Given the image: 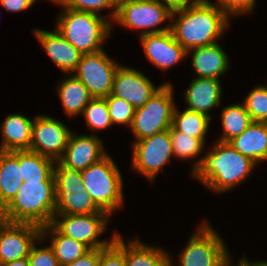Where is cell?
Returning <instances> with one entry per match:
<instances>
[{"label": "cell", "instance_id": "obj_21", "mask_svg": "<svg viewBox=\"0 0 267 266\" xmlns=\"http://www.w3.org/2000/svg\"><path fill=\"white\" fill-rule=\"evenodd\" d=\"M34 118L23 114H8L1 124L0 151L30 150Z\"/></svg>", "mask_w": 267, "mask_h": 266}, {"label": "cell", "instance_id": "obj_37", "mask_svg": "<svg viewBox=\"0 0 267 266\" xmlns=\"http://www.w3.org/2000/svg\"><path fill=\"white\" fill-rule=\"evenodd\" d=\"M255 2L256 0H216L215 4L232 18L253 13Z\"/></svg>", "mask_w": 267, "mask_h": 266}, {"label": "cell", "instance_id": "obj_11", "mask_svg": "<svg viewBox=\"0 0 267 266\" xmlns=\"http://www.w3.org/2000/svg\"><path fill=\"white\" fill-rule=\"evenodd\" d=\"M132 143V168L151 182L174 156L169 129Z\"/></svg>", "mask_w": 267, "mask_h": 266}, {"label": "cell", "instance_id": "obj_41", "mask_svg": "<svg viewBox=\"0 0 267 266\" xmlns=\"http://www.w3.org/2000/svg\"><path fill=\"white\" fill-rule=\"evenodd\" d=\"M239 263L236 264V266H256L255 261L247 260V257L243 256L242 258H239ZM232 258L231 254H229L225 260L224 266H232ZM235 266V265H234Z\"/></svg>", "mask_w": 267, "mask_h": 266}, {"label": "cell", "instance_id": "obj_6", "mask_svg": "<svg viewBox=\"0 0 267 266\" xmlns=\"http://www.w3.org/2000/svg\"><path fill=\"white\" fill-rule=\"evenodd\" d=\"M173 89L171 83H163L161 88L143 106L135 109L130 126L135 141L171 128L173 111L176 106Z\"/></svg>", "mask_w": 267, "mask_h": 266}, {"label": "cell", "instance_id": "obj_23", "mask_svg": "<svg viewBox=\"0 0 267 266\" xmlns=\"http://www.w3.org/2000/svg\"><path fill=\"white\" fill-rule=\"evenodd\" d=\"M21 185L19 151H0V211L16 196Z\"/></svg>", "mask_w": 267, "mask_h": 266}, {"label": "cell", "instance_id": "obj_20", "mask_svg": "<svg viewBox=\"0 0 267 266\" xmlns=\"http://www.w3.org/2000/svg\"><path fill=\"white\" fill-rule=\"evenodd\" d=\"M188 54L192 55L191 64L196 77L220 79L229 70V56L219 43L191 48L187 50Z\"/></svg>", "mask_w": 267, "mask_h": 266}, {"label": "cell", "instance_id": "obj_8", "mask_svg": "<svg viewBox=\"0 0 267 266\" xmlns=\"http://www.w3.org/2000/svg\"><path fill=\"white\" fill-rule=\"evenodd\" d=\"M204 220L180 252L178 266H224L230 254L224 239ZM170 256V266H176Z\"/></svg>", "mask_w": 267, "mask_h": 266}, {"label": "cell", "instance_id": "obj_17", "mask_svg": "<svg viewBox=\"0 0 267 266\" xmlns=\"http://www.w3.org/2000/svg\"><path fill=\"white\" fill-rule=\"evenodd\" d=\"M146 58L157 68L166 71L187 57V51L174 39L170 30L141 35Z\"/></svg>", "mask_w": 267, "mask_h": 266}, {"label": "cell", "instance_id": "obj_4", "mask_svg": "<svg viewBox=\"0 0 267 266\" xmlns=\"http://www.w3.org/2000/svg\"><path fill=\"white\" fill-rule=\"evenodd\" d=\"M57 19L55 29L81 54L103 50L104 43L114 29L108 14L103 17L63 7Z\"/></svg>", "mask_w": 267, "mask_h": 266}, {"label": "cell", "instance_id": "obj_7", "mask_svg": "<svg viewBox=\"0 0 267 266\" xmlns=\"http://www.w3.org/2000/svg\"><path fill=\"white\" fill-rule=\"evenodd\" d=\"M56 209L62 214H108L85 191L81 171L71 170L56 162L54 167Z\"/></svg>", "mask_w": 267, "mask_h": 266}, {"label": "cell", "instance_id": "obj_1", "mask_svg": "<svg viewBox=\"0 0 267 266\" xmlns=\"http://www.w3.org/2000/svg\"><path fill=\"white\" fill-rule=\"evenodd\" d=\"M230 20L231 17L217 4L202 0L196 5L174 9L170 31L174 39L187 51L194 47L218 43L229 27Z\"/></svg>", "mask_w": 267, "mask_h": 266}, {"label": "cell", "instance_id": "obj_38", "mask_svg": "<svg viewBox=\"0 0 267 266\" xmlns=\"http://www.w3.org/2000/svg\"><path fill=\"white\" fill-rule=\"evenodd\" d=\"M100 249H90L83 256L64 266H99Z\"/></svg>", "mask_w": 267, "mask_h": 266}, {"label": "cell", "instance_id": "obj_19", "mask_svg": "<svg viewBox=\"0 0 267 266\" xmlns=\"http://www.w3.org/2000/svg\"><path fill=\"white\" fill-rule=\"evenodd\" d=\"M222 93L220 79L195 77L184 91L186 109L212 119L209 111L220 106Z\"/></svg>", "mask_w": 267, "mask_h": 266}, {"label": "cell", "instance_id": "obj_28", "mask_svg": "<svg viewBox=\"0 0 267 266\" xmlns=\"http://www.w3.org/2000/svg\"><path fill=\"white\" fill-rule=\"evenodd\" d=\"M222 133L217 141L229 142L242 134L253 122L243 103L231 104L221 112Z\"/></svg>", "mask_w": 267, "mask_h": 266}, {"label": "cell", "instance_id": "obj_30", "mask_svg": "<svg viewBox=\"0 0 267 266\" xmlns=\"http://www.w3.org/2000/svg\"><path fill=\"white\" fill-rule=\"evenodd\" d=\"M174 157L182 160H192V173L199 167L203 156L197 158L204 150L205 143L200 138H195L177 131L173 126L169 129ZM196 159V160H194Z\"/></svg>", "mask_w": 267, "mask_h": 266}, {"label": "cell", "instance_id": "obj_45", "mask_svg": "<svg viewBox=\"0 0 267 266\" xmlns=\"http://www.w3.org/2000/svg\"><path fill=\"white\" fill-rule=\"evenodd\" d=\"M52 2H54L55 4H59L62 0H50Z\"/></svg>", "mask_w": 267, "mask_h": 266}, {"label": "cell", "instance_id": "obj_44", "mask_svg": "<svg viewBox=\"0 0 267 266\" xmlns=\"http://www.w3.org/2000/svg\"><path fill=\"white\" fill-rule=\"evenodd\" d=\"M124 1H135V0H115V2L117 3V5L120 4V3H122V2H124Z\"/></svg>", "mask_w": 267, "mask_h": 266}, {"label": "cell", "instance_id": "obj_18", "mask_svg": "<svg viewBox=\"0 0 267 266\" xmlns=\"http://www.w3.org/2000/svg\"><path fill=\"white\" fill-rule=\"evenodd\" d=\"M33 31L36 39L60 71L70 75L76 70L82 54L56 29L50 32L35 28Z\"/></svg>", "mask_w": 267, "mask_h": 266}, {"label": "cell", "instance_id": "obj_22", "mask_svg": "<svg viewBox=\"0 0 267 266\" xmlns=\"http://www.w3.org/2000/svg\"><path fill=\"white\" fill-rule=\"evenodd\" d=\"M231 146L257 165L267 160V126L264 122H252L247 129L229 141Z\"/></svg>", "mask_w": 267, "mask_h": 266}, {"label": "cell", "instance_id": "obj_12", "mask_svg": "<svg viewBox=\"0 0 267 266\" xmlns=\"http://www.w3.org/2000/svg\"><path fill=\"white\" fill-rule=\"evenodd\" d=\"M118 64L103 50L82 54L76 70L72 73L88 89L93 98H105L111 94Z\"/></svg>", "mask_w": 267, "mask_h": 266}, {"label": "cell", "instance_id": "obj_24", "mask_svg": "<svg viewBox=\"0 0 267 266\" xmlns=\"http://www.w3.org/2000/svg\"><path fill=\"white\" fill-rule=\"evenodd\" d=\"M57 95L60 98L63 111L69 117L83 114L84 108L93 98L84 84L71 73L57 84Z\"/></svg>", "mask_w": 267, "mask_h": 266}, {"label": "cell", "instance_id": "obj_27", "mask_svg": "<svg viewBox=\"0 0 267 266\" xmlns=\"http://www.w3.org/2000/svg\"><path fill=\"white\" fill-rule=\"evenodd\" d=\"M51 234V248L59 261L60 266L72 263L83 256L90 249L83 243L61 234L51 223L42 227L41 236L47 240V234Z\"/></svg>", "mask_w": 267, "mask_h": 266}, {"label": "cell", "instance_id": "obj_40", "mask_svg": "<svg viewBox=\"0 0 267 266\" xmlns=\"http://www.w3.org/2000/svg\"><path fill=\"white\" fill-rule=\"evenodd\" d=\"M172 10L177 8L188 7L200 3L202 0H161Z\"/></svg>", "mask_w": 267, "mask_h": 266}, {"label": "cell", "instance_id": "obj_26", "mask_svg": "<svg viewBox=\"0 0 267 266\" xmlns=\"http://www.w3.org/2000/svg\"><path fill=\"white\" fill-rule=\"evenodd\" d=\"M56 162L30 150L19 151L21 181L55 182Z\"/></svg>", "mask_w": 267, "mask_h": 266}, {"label": "cell", "instance_id": "obj_33", "mask_svg": "<svg viewBox=\"0 0 267 266\" xmlns=\"http://www.w3.org/2000/svg\"><path fill=\"white\" fill-rule=\"evenodd\" d=\"M59 5L73 10L92 12L99 15H101L102 10L110 9L109 17L111 22H113L117 11L115 0H62Z\"/></svg>", "mask_w": 267, "mask_h": 266}, {"label": "cell", "instance_id": "obj_31", "mask_svg": "<svg viewBox=\"0 0 267 266\" xmlns=\"http://www.w3.org/2000/svg\"><path fill=\"white\" fill-rule=\"evenodd\" d=\"M82 115L87 127L92 130V133L94 132L93 135H96V131L113 126L105 98H92L84 108Z\"/></svg>", "mask_w": 267, "mask_h": 266}, {"label": "cell", "instance_id": "obj_32", "mask_svg": "<svg viewBox=\"0 0 267 266\" xmlns=\"http://www.w3.org/2000/svg\"><path fill=\"white\" fill-rule=\"evenodd\" d=\"M253 122H267V85H257L242 102Z\"/></svg>", "mask_w": 267, "mask_h": 266}, {"label": "cell", "instance_id": "obj_36", "mask_svg": "<svg viewBox=\"0 0 267 266\" xmlns=\"http://www.w3.org/2000/svg\"><path fill=\"white\" fill-rule=\"evenodd\" d=\"M45 239L41 236L32 246L29 256L27 257L29 266H60L53 249L50 245L45 247H38L36 243L43 244Z\"/></svg>", "mask_w": 267, "mask_h": 266}, {"label": "cell", "instance_id": "obj_14", "mask_svg": "<svg viewBox=\"0 0 267 266\" xmlns=\"http://www.w3.org/2000/svg\"><path fill=\"white\" fill-rule=\"evenodd\" d=\"M42 227L31 223L8 222L0 218V266L27 258L41 237Z\"/></svg>", "mask_w": 267, "mask_h": 266}, {"label": "cell", "instance_id": "obj_35", "mask_svg": "<svg viewBox=\"0 0 267 266\" xmlns=\"http://www.w3.org/2000/svg\"><path fill=\"white\" fill-rule=\"evenodd\" d=\"M99 266H125L124 240L120 233L107 247L100 249Z\"/></svg>", "mask_w": 267, "mask_h": 266}, {"label": "cell", "instance_id": "obj_3", "mask_svg": "<svg viewBox=\"0 0 267 266\" xmlns=\"http://www.w3.org/2000/svg\"><path fill=\"white\" fill-rule=\"evenodd\" d=\"M55 209V182L26 181L22 182L16 196L0 211V218L43 227L52 223Z\"/></svg>", "mask_w": 267, "mask_h": 266}, {"label": "cell", "instance_id": "obj_16", "mask_svg": "<svg viewBox=\"0 0 267 266\" xmlns=\"http://www.w3.org/2000/svg\"><path fill=\"white\" fill-rule=\"evenodd\" d=\"M103 145L102 139L97 135H76L73 131L58 162L68 169L83 171L108 154Z\"/></svg>", "mask_w": 267, "mask_h": 266}, {"label": "cell", "instance_id": "obj_43", "mask_svg": "<svg viewBox=\"0 0 267 266\" xmlns=\"http://www.w3.org/2000/svg\"><path fill=\"white\" fill-rule=\"evenodd\" d=\"M256 266H267V261H263V260H261V261H256Z\"/></svg>", "mask_w": 267, "mask_h": 266}, {"label": "cell", "instance_id": "obj_15", "mask_svg": "<svg viewBox=\"0 0 267 266\" xmlns=\"http://www.w3.org/2000/svg\"><path fill=\"white\" fill-rule=\"evenodd\" d=\"M140 70L121 64L114 76L111 94L129 102L135 109L143 106L160 88Z\"/></svg>", "mask_w": 267, "mask_h": 266}, {"label": "cell", "instance_id": "obj_34", "mask_svg": "<svg viewBox=\"0 0 267 266\" xmlns=\"http://www.w3.org/2000/svg\"><path fill=\"white\" fill-rule=\"evenodd\" d=\"M105 100L109 108L112 124L131 126L135 108L129 102L112 94L105 97Z\"/></svg>", "mask_w": 267, "mask_h": 266}, {"label": "cell", "instance_id": "obj_42", "mask_svg": "<svg viewBox=\"0 0 267 266\" xmlns=\"http://www.w3.org/2000/svg\"><path fill=\"white\" fill-rule=\"evenodd\" d=\"M2 266H29L27 258L17 259L15 261L3 264Z\"/></svg>", "mask_w": 267, "mask_h": 266}, {"label": "cell", "instance_id": "obj_2", "mask_svg": "<svg viewBox=\"0 0 267 266\" xmlns=\"http://www.w3.org/2000/svg\"><path fill=\"white\" fill-rule=\"evenodd\" d=\"M257 164L234 149L229 142L216 141L192 173L207 189L222 194L251 176Z\"/></svg>", "mask_w": 267, "mask_h": 266}, {"label": "cell", "instance_id": "obj_29", "mask_svg": "<svg viewBox=\"0 0 267 266\" xmlns=\"http://www.w3.org/2000/svg\"><path fill=\"white\" fill-rule=\"evenodd\" d=\"M210 122L211 118L205 114L188 109L178 111L176 106L174 108L172 126L186 135L200 138L204 143Z\"/></svg>", "mask_w": 267, "mask_h": 266}, {"label": "cell", "instance_id": "obj_25", "mask_svg": "<svg viewBox=\"0 0 267 266\" xmlns=\"http://www.w3.org/2000/svg\"><path fill=\"white\" fill-rule=\"evenodd\" d=\"M170 252L141 242L138 237L124 242L125 266H170Z\"/></svg>", "mask_w": 267, "mask_h": 266}, {"label": "cell", "instance_id": "obj_39", "mask_svg": "<svg viewBox=\"0 0 267 266\" xmlns=\"http://www.w3.org/2000/svg\"><path fill=\"white\" fill-rule=\"evenodd\" d=\"M38 0H0V5L7 11L21 12L32 7Z\"/></svg>", "mask_w": 267, "mask_h": 266}, {"label": "cell", "instance_id": "obj_13", "mask_svg": "<svg viewBox=\"0 0 267 266\" xmlns=\"http://www.w3.org/2000/svg\"><path fill=\"white\" fill-rule=\"evenodd\" d=\"M72 130L47 115L34 116L30 151L58 162L65 151Z\"/></svg>", "mask_w": 267, "mask_h": 266}, {"label": "cell", "instance_id": "obj_5", "mask_svg": "<svg viewBox=\"0 0 267 266\" xmlns=\"http://www.w3.org/2000/svg\"><path fill=\"white\" fill-rule=\"evenodd\" d=\"M85 191L110 216L124 203L123 178L115 161L107 154L81 171Z\"/></svg>", "mask_w": 267, "mask_h": 266}, {"label": "cell", "instance_id": "obj_10", "mask_svg": "<svg viewBox=\"0 0 267 266\" xmlns=\"http://www.w3.org/2000/svg\"><path fill=\"white\" fill-rule=\"evenodd\" d=\"M109 214H62L54 215L52 225L63 235L86 245L89 249L107 247L118 233L114 232L110 240H99L107 230Z\"/></svg>", "mask_w": 267, "mask_h": 266}, {"label": "cell", "instance_id": "obj_9", "mask_svg": "<svg viewBox=\"0 0 267 266\" xmlns=\"http://www.w3.org/2000/svg\"><path fill=\"white\" fill-rule=\"evenodd\" d=\"M172 9L161 0L124 1L117 5L113 22L128 29L142 30L144 34L160 33L170 30ZM168 21L167 27H159ZM163 22V23H162Z\"/></svg>", "mask_w": 267, "mask_h": 266}]
</instances>
